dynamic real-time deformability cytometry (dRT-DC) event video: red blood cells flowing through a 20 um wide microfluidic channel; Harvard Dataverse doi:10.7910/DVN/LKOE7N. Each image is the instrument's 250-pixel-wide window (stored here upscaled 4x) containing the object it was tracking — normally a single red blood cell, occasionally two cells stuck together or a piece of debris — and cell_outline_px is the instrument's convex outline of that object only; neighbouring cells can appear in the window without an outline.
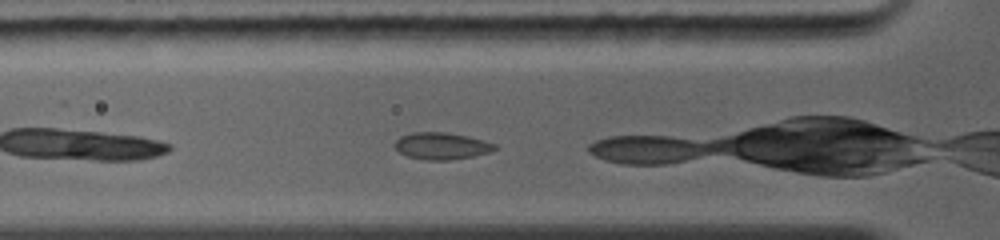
{"species": "common noctule bat (a hibernating species)", "species_latin": "Nyctalus noctula", "temperature_condition": "warm", "stored_images_in_passage": 7, "camera_frame_rate_fps": 5000, "um_per_image_px": 0.085, "animal": {"sex": "female", "body_mass_g": 19.0, "forearm_length_mm": 56.7}, "frame": {"image": 1, "passage_image": 3, "time_ms": 0.8, "image_size_px": [1000, 240], "cell_outline_px": [[496, 148], [488, 152], [472, 156], [452, 160], [424, 160], [408, 156], [400, 152], [392, 144], [400, 136], [412, 132], [444, 132], [484, 140], [496, 144]], "centroid_in_image_um": [37.49, 12.4], "position_along_channel_um": 88.3, "area_um2": 15.55}}